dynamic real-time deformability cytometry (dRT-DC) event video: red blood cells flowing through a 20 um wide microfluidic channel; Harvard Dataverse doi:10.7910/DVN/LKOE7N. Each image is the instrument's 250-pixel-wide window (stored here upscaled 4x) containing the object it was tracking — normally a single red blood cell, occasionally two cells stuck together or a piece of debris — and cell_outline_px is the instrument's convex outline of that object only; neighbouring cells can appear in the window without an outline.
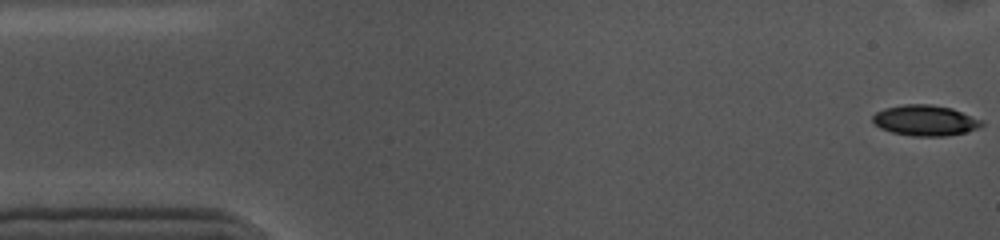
{"species": "common noctule bat (a hibernating species)", "species_latin": "Nyctalus noctula", "temperature_condition": "cold", "stored_images_in_passage": 55, "camera_frame_rate_fps": 3000, "um_per_image_px": 0.085, "animal": {"sex": "female", "body_mass_g": 10.0, "forearm_length_mm": 53.1}, "frame": {"image": 1, "passage_image": 1, "time_ms": 0.0, "image_size_px": [1000, 240], "cell_outline_px": [[984, 124], [980, 128], [964, 132], [944, 136], [912, 136], [892, 132], [880, 128], [872, 120], [872, 116], [876, 112], [884, 108], [904, 104], [928, 104], [952, 108], [984, 120]], "centroid_in_image_um": [78.66, 10.23], "position_along_channel_um": 6.3, "area_um2": 19.54}}
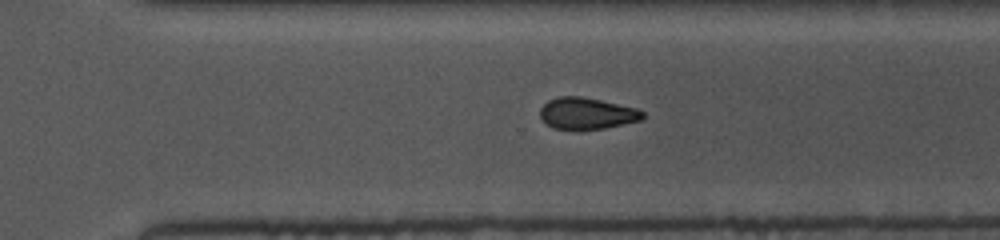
{"frame": {"image": 2, "passage_image": 37, "time_ms": 12.0, "image_size_px": [1000, 240], "cell_outline_px": [[644, 116], [640, 120], [624, 124], [604, 128], [552, 128], [540, 116], [540, 108], [548, 100], [560, 96], [580, 96], [600, 100], [636, 108], [644, 112]], "centroid_in_image_um": [49.88, 9.62], "position_along_channel_um": 320.7, "area_um2": 18.44}}
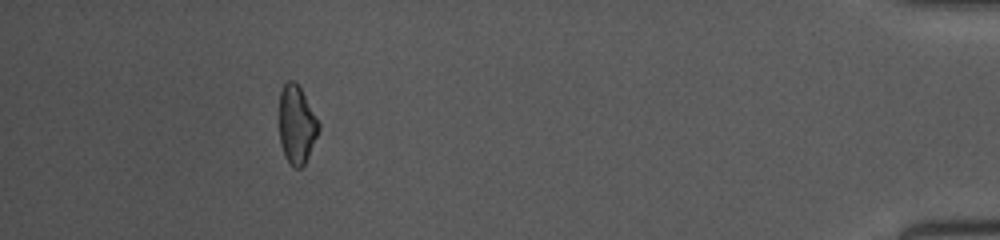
{"frame": {"image": 3, "passage_image": 50, "time_ms": 16.333, "image_size_px": [1000, 240], "cell_outline_px": [[320, 128], [308, 156], [304, 164], [300, 168], [292, 168], [284, 156], [280, 144], [280, 92], [284, 84], [288, 80], [292, 80], [300, 88], [320, 124]], "centroid_in_image_um": [25.2, 10.63], "position_along_channel_um": 410.0, "area_um2": 17.74}, "authors_computed_cell_mechanics": {"area_um2": 19.4786, "velocity_mm_per_s": 3.5767, "shape_relaxation_time_tau1_ms": 3.2201, "shape_relaxation_time_tau2_ms": null, "deformation_change_tau1": 0.1411, "deformation_change_tau2": null}}